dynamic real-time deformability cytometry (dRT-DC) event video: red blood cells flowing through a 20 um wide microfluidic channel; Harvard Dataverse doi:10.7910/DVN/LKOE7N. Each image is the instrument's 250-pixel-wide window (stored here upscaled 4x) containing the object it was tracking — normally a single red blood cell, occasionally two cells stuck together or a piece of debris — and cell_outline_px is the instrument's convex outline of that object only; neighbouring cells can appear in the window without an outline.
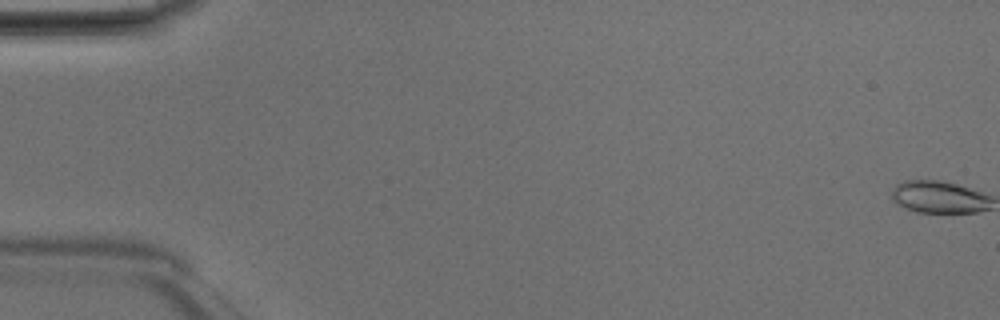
{"species": "Egyptian fruit bat (a non-hibernating species)", "species_latin": "Rousettus aegyptiacus", "temperature_condition": "room temperature", "stored_images_in_passage": 47, "camera_frame_rate_fps": 3000, "um_per_image_px": 0.085, "animal": {"sex": "male"}, "frame": {"image": 1, "passage_image": 1, "time_ms": 0.0, "image_size_px": [1000, 320], "cell_outline_px": [[980, 208], [968, 212], [928, 212], [916, 208], [912, 184], [948, 184], [972, 192], [980, 196]], "centroid_in_image_um": [80.3, 16.88], "position_along_channel_um": 4.7, "area_um2": 11.68}}
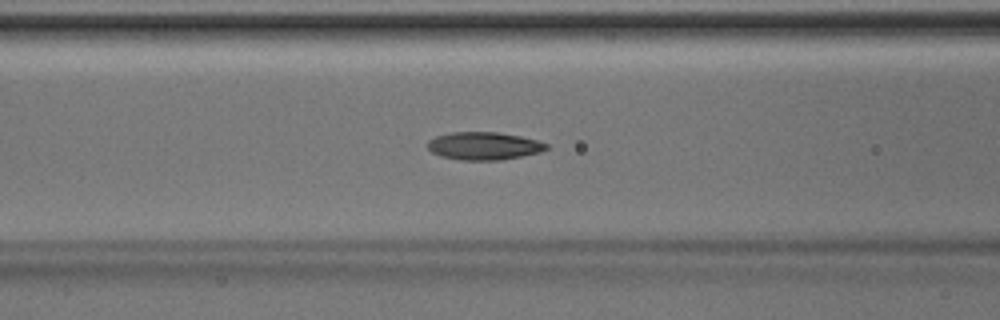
{"frame": {"image": 2, "passage_image": 21, "time_ms": 6.667, "image_size_px": [1000, 320], "cell_outline_px": [[544, 148], [532, 152], [512, 156], [448, 156], [432, 148], [432, 144], [436, 140], [444, 136], [468, 132], [480, 132], [512, 136], [532, 140], [544, 144]], "centroid_in_image_um": [41.2, 12.33], "position_along_channel_um": 125.4, "area_um2": 14.97}}
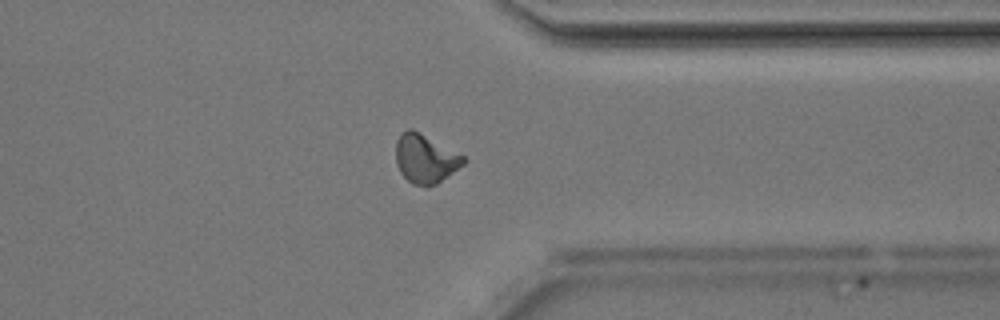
{"frame": {"image": 3, "passage_image": 39, "time_ms": 12.667, "image_size_px": [1000, 320], "cell_outline_px": [[464, 160], [460, 164], [432, 184], [424, 184], [412, 180], [400, 168], [396, 152], [400, 140], [404, 132], [416, 132], [464, 156]], "centroid_in_image_um": [36.17, 13.46], "position_along_channel_um": 375.2, "area_um2": 16.47}}